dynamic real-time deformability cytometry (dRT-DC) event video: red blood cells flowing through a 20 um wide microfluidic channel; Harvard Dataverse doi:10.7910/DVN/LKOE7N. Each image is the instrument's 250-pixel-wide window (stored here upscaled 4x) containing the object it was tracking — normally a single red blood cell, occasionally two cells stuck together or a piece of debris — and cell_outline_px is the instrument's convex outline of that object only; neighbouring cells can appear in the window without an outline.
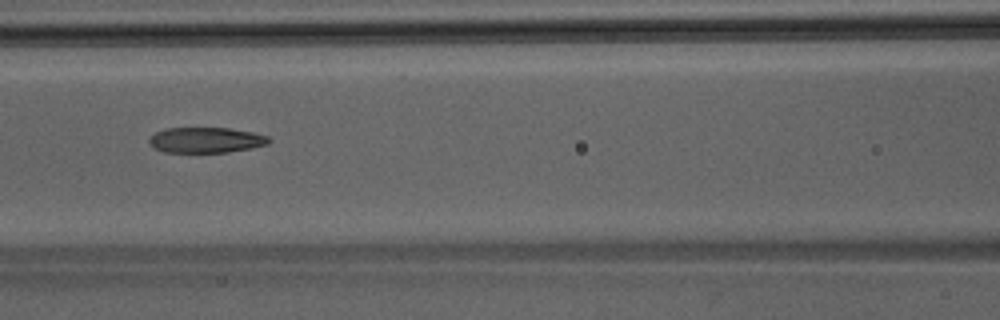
{"species": "Egyptian fruit bat (a non-hibernating species)", "species_latin": "Rousettus aegyptiacus", "temperature_condition": "room temperature", "stored_images_in_passage": 6, "camera_frame_rate_fps": 3000, "um_per_image_px": 0.085, "animal": {"sex": "male"}, "frame": {"image": 1, "passage_image": 6, "time_ms": 1.667, "image_size_px": [1000, 320], "cell_outline_px": [[272, 140], [268, 144], [252, 148], [228, 152], [164, 152], [156, 148], [148, 140], [156, 132], [164, 128], [228, 128], [252, 132], [268, 136]], "centroid_in_image_um": [17.55, 11.9], "position_along_channel_um": 149.1, "area_um2": 17.69}}